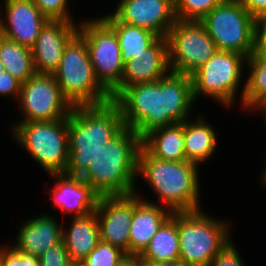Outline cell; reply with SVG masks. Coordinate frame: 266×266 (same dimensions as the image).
<instances>
[{"label": "cell", "mask_w": 266, "mask_h": 266, "mask_svg": "<svg viewBox=\"0 0 266 266\" xmlns=\"http://www.w3.org/2000/svg\"><path fill=\"white\" fill-rule=\"evenodd\" d=\"M113 101L120 107L124 126L141 139L191 118L196 105L191 77L171 71L158 81L125 87Z\"/></svg>", "instance_id": "6da1fadb"}, {"label": "cell", "mask_w": 266, "mask_h": 266, "mask_svg": "<svg viewBox=\"0 0 266 266\" xmlns=\"http://www.w3.org/2000/svg\"><path fill=\"white\" fill-rule=\"evenodd\" d=\"M201 167L189 161H167L152 156L143 146L138 154L137 178L149 185L155 202L144 198L135 188L134 193L142 200L158 204L173 212L197 211L201 208ZM139 177V178H138ZM143 194V195H142ZM142 195V196H141ZM160 200V201H159ZM201 201V202H200Z\"/></svg>", "instance_id": "7a4b0ae2"}, {"label": "cell", "mask_w": 266, "mask_h": 266, "mask_svg": "<svg viewBox=\"0 0 266 266\" xmlns=\"http://www.w3.org/2000/svg\"><path fill=\"white\" fill-rule=\"evenodd\" d=\"M124 127L120 107L113 101L74 106L67 118L69 163L65 174L81 176L111 138Z\"/></svg>", "instance_id": "3957f363"}, {"label": "cell", "mask_w": 266, "mask_h": 266, "mask_svg": "<svg viewBox=\"0 0 266 266\" xmlns=\"http://www.w3.org/2000/svg\"><path fill=\"white\" fill-rule=\"evenodd\" d=\"M142 139L136 131L124 126L111 138L80 176L101 196L133 194L136 183L138 154Z\"/></svg>", "instance_id": "277c9868"}, {"label": "cell", "mask_w": 266, "mask_h": 266, "mask_svg": "<svg viewBox=\"0 0 266 266\" xmlns=\"http://www.w3.org/2000/svg\"><path fill=\"white\" fill-rule=\"evenodd\" d=\"M214 217L202 209L177 212L179 259L186 266H209L233 239L231 221Z\"/></svg>", "instance_id": "5b68a950"}, {"label": "cell", "mask_w": 266, "mask_h": 266, "mask_svg": "<svg viewBox=\"0 0 266 266\" xmlns=\"http://www.w3.org/2000/svg\"><path fill=\"white\" fill-rule=\"evenodd\" d=\"M12 125V126H11ZM11 138L46 173H65L69 163L67 118L55 121L12 122Z\"/></svg>", "instance_id": "8992f818"}, {"label": "cell", "mask_w": 266, "mask_h": 266, "mask_svg": "<svg viewBox=\"0 0 266 266\" xmlns=\"http://www.w3.org/2000/svg\"><path fill=\"white\" fill-rule=\"evenodd\" d=\"M53 75L73 107L101 105L112 100L96 78L86 42L79 34L67 44Z\"/></svg>", "instance_id": "52a82bcc"}, {"label": "cell", "mask_w": 266, "mask_h": 266, "mask_svg": "<svg viewBox=\"0 0 266 266\" xmlns=\"http://www.w3.org/2000/svg\"><path fill=\"white\" fill-rule=\"evenodd\" d=\"M246 61L247 58L239 53L217 50L190 75L195 102L204 96L219 103V106L223 105V108H233L239 94L241 102L245 91ZM239 87L242 88L241 91Z\"/></svg>", "instance_id": "ba28073f"}, {"label": "cell", "mask_w": 266, "mask_h": 266, "mask_svg": "<svg viewBox=\"0 0 266 266\" xmlns=\"http://www.w3.org/2000/svg\"><path fill=\"white\" fill-rule=\"evenodd\" d=\"M80 20L78 34L86 42L96 78L113 100L121 92L124 70L117 35L99 16Z\"/></svg>", "instance_id": "9c48e42d"}, {"label": "cell", "mask_w": 266, "mask_h": 266, "mask_svg": "<svg viewBox=\"0 0 266 266\" xmlns=\"http://www.w3.org/2000/svg\"><path fill=\"white\" fill-rule=\"evenodd\" d=\"M200 21L218 50L236 52L247 59L253 54L255 19L240 0H224Z\"/></svg>", "instance_id": "30bf717a"}, {"label": "cell", "mask_w": 266, "mask_h": 266, "mask_svg": "<svg viewBox=\"0 0 266 266\" xmlns=\"http://www.w3.org/2000/svg\"><path fill=\"white\" fill-rule=\"evenodd\" d=\"M166 39L173 73L190 76L218 50L205 25L197 20H176Z\"/></svg>", "instance_id": "8fae6325"}, {"label": "cell", "mask_w": 266, "mask_h": 266, "mask_svg": "<svg viewBox=\"0 0 266 266\" xmlns=\"http://www.w3.org/2000/svg\"><path fill=\"white\" fill-rule=\"evenodd\" d=\"M21 120L55 121L66 119L73 106L63 96L53 74L35 73L21 85L18 98Z\"/></svg>", "instance_id": "7c38bea8"}, {"label": "cell", "mask_w": 266, "mask_h": 266, "mask_svg": "<svg viewBox=\"0 0 266 266\" xmlns=\"http://www.w3.org/2000/svg\"><path fill=\"white\" fill-rule=\"evenodd\" d=\"M110 11L120 22L167 36L176 19L174 0H117Z\"/></svg>", "instance_id": "4fadbf2b"}, {"label": "cell", "mask_w": 266, "mask_h": 266, "mask_svg": "<svg viewBox=\"0 0 266 266\" xmlns=\"http://www.w3.org/2000/svg\"><path fill=\"white\" fill-rule=\"evenodd\" d=\"M100 240L129 255V232L133 220V194L101 196L95 210Z\"/></svg>", "instance_id": "5bb4252c"}, {"label": "cell", "mask_w": 266, "mask_h": 266, "mask_svg": "<svg viewBox=\"0 0 266 266\" xmlns=\"http://www.w3.org/2000/svg\"><path fill=\"white\" fill-rule=\"evenodd\" d=\"M79 22L48 20L42 27L32 50L36 73L53 74L67 44L78 34Z\"/></svg>", "instance_id": "9a60e30c"}, {"label": "cell", "mask_w": 266, "mask_h": 266, "mask_svg": "<svg viewBox=\"0 0 266 266\" xmlns=\"http://www.w3.org/2000/svg\"><path fill=\"white\" fill-rule=\"evenodd\" d=\"M2 1V36L32 48L49 19L41 13L33 0Z\"/></svg>", "instance_id": "2e32d148"}, {"label": "cell", "mask_w": 266, "mask_h": 266, "mask_svg": "<svg viewBox=\"0 0 266 266\" xmlns=\"http://www.w3.org/2000/svg\"><path fill=\"white\" fill-rule=\"evenodd\" d=\"M54 180V187L49 189L54 209L69 217H85L97 208L100 196L92 186L80 176H68L65 173L49 174ZM72 215V216H71Z\"/></svg>", "instance_id": "e0dca14e"}, {"label": "cell", "mask_w": 266, "mask_h": 266, "mask_svg": "<svg viewBox=\"0 0 266 266\" xmlns=\"http://www.w3.org/2000/svg\"><path fill=\"white\" fill-rule=\"evenodd\" d=\"M22 222L17 226L16 240L10 245L24 254L39 257L62 241L63 226L52 213H40Z\"/></svg>", "instance_id": "ac0fdd59"}, {"label": "cell", "mask_w": 266, "mask_h": 266, "mask_svg": "<svg viewBox=\"0 0 266 266\" xmlns=\"http://www.w3.org/2000/svg\"><path fill=\"white\" fill-rule=\"evenodd\" d=\"M169 72L167 39L158 37L144 52L124 64L121 91L137 83L158 81Z\"/></svg>", "instance_id": "d6986e66"}, {"label": "cell", "mask_w": 266, "mask_h": 266, "mask_svg": "<svg viewBox=\"0 0 266 266\" xmlns=\"http://www.w3.org/2000/svg\"><path fill=\"white\" fill-rule=\"evenodd\" d=\"M172 212L142 200L133 193V220L129 232V255H141Z\"/></svg>", "instance_id": "ffe728a7"}, {"label": "cell", "mask_w": 266, "mask_h": 266, "mask_svg": "<svg viewBox=\"0 0 266 266\" xmlns=\"http://www.w3.org/2000/svg\"><path fill=\"white\" fill-rule=\"evenodd\" d=\"M192 118L184 121V152L187 161L201 166V163L210 162L219 150V135L204 114L198 113Z\"/></svg>", "instance_id": "44dd1931"}, {"label": "cell", "mask_w": 266, "mask_h": 266, "mask_svg": "<svg viewBox=\"0 0 266 266\" xmlns=\"http://www.w3.org/2000/svg\"><path fill=\"white\" fill-rule=\"evenodd\" d=\"M71 224L63 227L62 240L73 263H81L100 241L96 213L85 217H71Z\"/></svg>", "instance_id": "7402d4cb"}, {"label": "cell", "mask_w": 266, "mask_h": 266, "mask_svg": "<svg viewBox=\"0 0 266 266\" xmlns=\"http://www.w3.org/2000/svg\"><path fill=\"white\" fill-rule=\"evenodd\" d=\"M184 145V122L153 130L142 139L152 156L167 161H187Z\"/></svg>", "instance_id": "603a6c76"}, {"label": "cell", "mask_w": 266, "mask_h": 266, "mask_svg": "<svg viewBox=\"0 0 266 266\" xmlns=\"http://www.w3.org/2000/svg\"><path fill=\"white\" fill-rule=\"evenodd\" d=\"M100 17L117 35L123 64L144 52L158 38L156 34L147 29L120 22L112 13H103Z\"/></svg>", "instance_id": "cb8c5ba5"}, {"label": "cell", "mask_w": 266, "mask_h": 266, "mask_svg": "<svg viewBox=\"0 0 266 266\" xmlns=\"http://www.w3.org/2000/svg\"><path fill=\"white\" fill-rule=\"evenodd\" d=\"M179 255L177 212H173L152 237L150 244L140 256L160 264L178 260Z\"/></svg>", "instance_id": "d4e9b609"}, {"label": "cell", "mask_w": 266, "mask_h": 266, "mask_svg": "<svg viewBox=\"0 0 266 266\" xmlns=\"http://www.w3.org/2000/svg\"><path fill=\"white\" fill-rule=\"evenodd\" d=\"M247 76L240 109L251 114L257 105L266 102V53H253L246 61Z\"/></svg>", "instance_id": "484cf974"}, {"label": "cell", "mask_w": 266, "mask_h": 266, "mask_svg": "<svg viewBox=\"0 0 266 266\" xmlns=\"http://www.w3.org/2000/svg\"><path fill=\"white\" fill-rule=\"evenodd\" d=\"M0 60L5 71L21 83L36 73L31 48L0 36Z\"/></svg>", "instance_id": "4316f807"}, {"label": "cell", "mask_w": 266, "mask_h": 266, "mask_svg": "<svg viewBox=\"0 0 266 266\" xmlns=\"http://www.w3.org/2000/svg\"><path fill=\"white\" fill-rule=\"evenodd\" d=\"M224 0H174L177 20H202L214 7Z\"/></svg>", "instance_id": "83f0119b"}, {"label": "cell", "mask_w": 266, "mask_h": 266, "mask_svg": "<svg viewBox=\"0 0 266 266\" xmlns=\"http://www.w3.org/2000/svg\"><path fill=\"white\" fill-rule=\"evenodd\" d=\"M125 255L126 253L120 248L100 240L80 264L82 266H117Z\"/></svg>", "instance_id": "f1b7e54d"}, {"label": "cell", "mask_w": 266, "mask_h": 266, "mask_svg": "<svg viewBox=\"0 0 266 266\" xmlns=\"http://www.w3.org/2000/svg\"><path fill=\"white\" fill-rule=\"evenodd\" d=\"M41 13L49 20H65L76 22L71 11L72 0H33ZM70 7V8H69Z\"/></svg>", "instance_id": "f546056e"}, {"label": "cell", "mask_w": 266, "mask_h": 266, "mask_svg": "<svg viewBox=\"0 0 266 266\" xmlns=\"http://www.w3.org/2000/svg\"><path fill=\"white\" fill-rule=\"evenodd\" d=\"M7 245L0 244V266H40L39 257L24 254Z\"/></svg>", "instance_id": "4dcf8cb0"}, {"label": "cell", "mask_w": 266, "mask_h": 266, "mask_svg": "<svg viewBox=\"0 0 266 266\" xmlns=\"http://www.w3.org/2000/svg\"><path fill=\"white\" fill-rule=\"evenodd\" d=\"M40 266H70L73 262L62 240L39 256Z\"/></svg>", "instance_id": "1f68e13d"}, {"label": "cell", "mask_w": 266, "mask_h": 266, "mask_svg": "<svg viewBox=\"0 0 266 266\" xmlns=\"http://www.w3.org/2000/svg\"><path fill=\"white\" fill-rule=\"evenodd\" d=\"M233 239L217 254L209 266H246Z\"/></svg>", "instance_id": "d6a6232c"}, {"label": "cell", "mask_w": 266, "mask_h": 266, "mask_svg": "<svg viewBox=\"0 0 266 266\" xmlns=\"http://www.w3.org/2000/svg\"><path fill=\"white\" fill-rule=\"evenodd\" d=\"M22 83L12 76L9 72L3 71L0 73V97L18 101Z\"/></svg>", "instance_id": "836d02e7"}, {"label": "cell", "mask_w": 266, "mask_h": 266, "mask_svg": "<svg viewBox=\"0 0 266 266\" xmlns=\"http://www.w3.org/2000/svg\"><path fill=\"white\" fill-rule=\"evenodd\" d=\"M253 53H266V16L255 19Z\"/></svg>", "instance_id": "e575fe53"}, {"label": "cell", "mask_w": 266, "mask_h": 266, "mask_svg": "<svg viewBox=\"0 0 266 266\" xmlns=\"http://www.w3.org/2000/svg\"><path fill=\"white\" fill-rule=\"evenodd\" d=\"M240 2L254 19L266 16V0H240Z\"/></svg>", "instance_id": "d590c367"}, {"label": "cell", "mask_w": 266, "mask_h": 266, "mask_svg": "<svg viewBox=\"0 0 266 266\" xmlns=\"http://www.w3.org/2000/svg\"><path fill=\"white\" fill-rule=\"evenodd\" d=\"M117 266H139V255H125Z\"/></svg>", "instance_id": "8d00e7d4"}, {"label": "cell", "mask_w": 266, "mask_h": 266, "mask_svg": "<svg viewBox=\"0 0 266 266\" xmlns=\"http://www.w3.org/2000/svg\"><path fill=\"white\" fill-rule=\"evenodd\" d=\"M254 113H257L256 115L259 116L261 115V118H263L262 120L264 121V127L266 126V102L261 103L259 105H257L253 110H251Z\"/></svg>", "instance_id": "74e56055"}, {"label": "cell", "mask_w": 266, "mask_h": 266, "mask_svg": "<svg viewBox=\"0 0 266 266\" xmlns=\"http://www.w3.org/2000/svg\"><path fill=\"white\" fill-rule=\"evenodd\" d=\"M139 266H160V264L146 260L139 255Z\"/></svg>", "instance_id": "f35d334b"}, {"label": "cell", "mask_w": 266, "mask_h": 266, "mask_svg": "<svg viewBox=\"0 0 266 266\" xmlns=\"http://www.w3.org/2000/svg\"><path fill=\"white\" fill-rule=\"evenodd\" d=\"M260 179H261L260 183H258V184L259 185L261 184L260 187L266 189V163L263 165V169H262V173H261V178Z\"/></svg>", "instance_id": "ab89813d"}, {"label": "cell", "mask_w": 266, "mask_h": 266, "mask_svg": "<svg viewBox=\"0 0 266 266\" xmlns=\"http://www.w3.org/2000/svg\"><path fill=\"white\" fill-rule=\"evenodd\" d=\"M160 266H186L180 259L160 263Z\"/></svg>", "instance_id": "60d3db41"}, {"label": "cell", "mask_w": 266, "mask_h": 266, "mask_svg": "<svg viewBox=\"0 0 266 266\" xmlns=\"http://www.w3.org/2000/svg\"><path fill=\"white\" fill-rule=\"evenodd\" d=\"M2 6H1V3H0V36L2 35Z\"/></svg>", "instance_id": "b9f144b4"}, {"label": "cell", "mask_w": 266, "mask_h": 266, "mask_svg": "<svg viewBox=\"0 0 266 266\" xmlns=\"http://www.w3.org/2000/svg\"><path fill=\"white\" fill-rule=\"evenodd\" d=\"M3 71H5V69H4V66L0 60V73H2Z\"/></svg>", "instance_id": "7bdbcfd3"}, {"label": "cell", "mask_w": 266, "mask_h": 266, "mask_svg": "<svg viewBox=\"0 0 266 266\" xmlns=\"http://www.w3.org/2000/svg\"><path fill=\"white\" fill-rule=\"evenodd\" d=\"M70 266H82L80 263H72Z\"/></svg>", "instance_id": "ee69618b"}]
</instances>
